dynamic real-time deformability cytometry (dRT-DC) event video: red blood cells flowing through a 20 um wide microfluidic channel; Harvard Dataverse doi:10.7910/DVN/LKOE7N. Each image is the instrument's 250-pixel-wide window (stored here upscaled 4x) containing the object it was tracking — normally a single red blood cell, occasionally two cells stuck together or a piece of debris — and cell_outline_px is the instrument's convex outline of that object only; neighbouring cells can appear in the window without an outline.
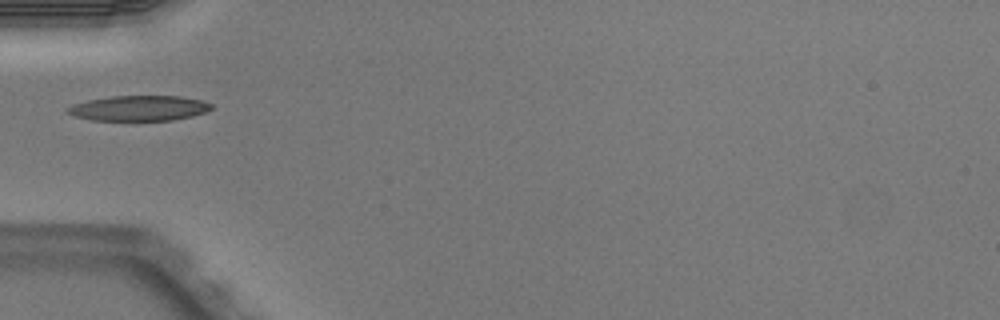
{"species": "Egyptian fruit bat (a non-hibernating species)", "species_latin": "Rousettus aegyptiacus", "temperature_condition": "warm", "stored_images_in_passage": 1, "camera_frame_rate_fps": 3000, "um_per_image_px": 0.085, "animal": {"sex": "male"}, "frame": {"image": 1, "passage_image": 1, "time_ms": 0.0, "image_size_px": [1000, 320], "cell_outline_px": [[212, 108], [204, 112], [192, 116], [172, 120], [92, 120], [72, 116], [64, 112], [64, 108], [72, 104], [88, 100], [112, 96], [180, 96], [200, 100], [212, 104]], "centroid_in_image_um": [11.73, 9.19], "position_along_channel_um": 73.3, "area_um2": 21.21}}